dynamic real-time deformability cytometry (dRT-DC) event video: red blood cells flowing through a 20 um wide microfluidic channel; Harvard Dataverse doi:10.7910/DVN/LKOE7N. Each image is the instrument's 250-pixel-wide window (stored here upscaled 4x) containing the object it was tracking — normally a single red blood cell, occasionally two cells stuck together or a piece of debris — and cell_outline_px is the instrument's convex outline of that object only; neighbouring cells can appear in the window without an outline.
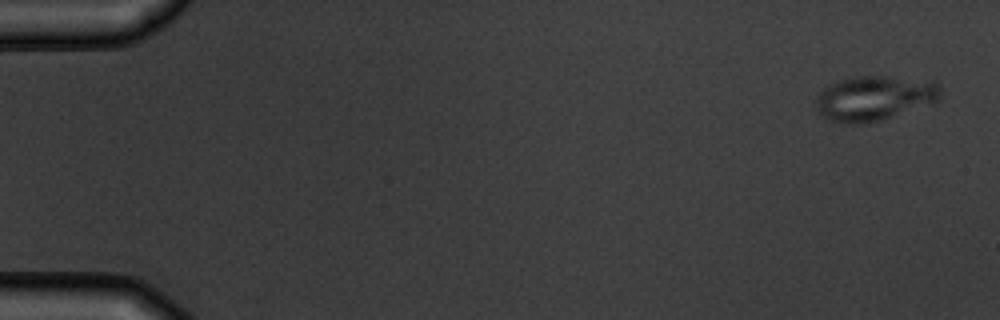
{"species": "common noctule bat (a hibernating species)", "species_latin": "Nyctalus noctula", "temperature_condition": "warm", "stored_images_in_passage": 8, "camera_frame_rate_fps": 3000, "um_per_image_px": 0.085, "animal": {"sex": "male", "body_mass_g": 19.5, "forearm_length_mm": 54.6}, "frame": {"image": 1, "passage_image": 1, "time_ms": 0.0, "image_size_px": [1000, 320], "cell_outline_px": [[940, 100], [880, 120], [860, 124], [844, 124], [824, 120], [816, 112], [816, 100], [820, 92], [824, 88], [840, 80], [856, 76], [892, 76], [932, 80], [940, 88]], "centroid_in_image_um": [74.27, 8.35], "position_along_channel_um": 10.7, "area_um2": 32.71}}